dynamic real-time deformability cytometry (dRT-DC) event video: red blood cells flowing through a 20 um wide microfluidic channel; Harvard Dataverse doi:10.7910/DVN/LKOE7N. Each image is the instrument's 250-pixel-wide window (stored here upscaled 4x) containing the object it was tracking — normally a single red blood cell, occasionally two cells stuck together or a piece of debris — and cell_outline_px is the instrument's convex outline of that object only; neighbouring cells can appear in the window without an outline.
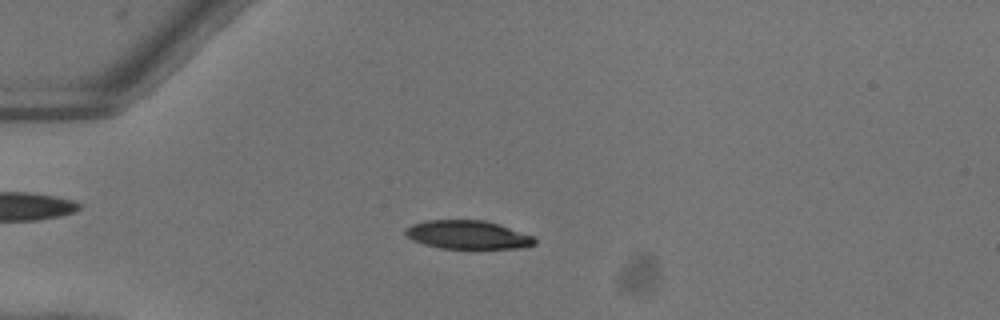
{"species": "common noctule bat (a hibernating species)", "species_latin": "Nyctalus noctula", "temperature_condition": "warm", "stored_images_in_passage": 51, "camera_frame_rate_fps": 3000, "um_per_image_px": 0.085, "animal": {"sex": "female"}, "frame": {"image": 1, "passage_image": 14, "time_ms": 4.333, "image_size_px": [1000, 320], "cell_outline_px": [[536, 244], [524, 248], [440, 248], [424, 244], [412, 240], [404, 232], [412, 224], [424, 220], [484, 220], [532, 236], [536, 240]], "centroid_in_image_um": [39.74, 19.96], "position_along_channel_um": 45.3, "area_um2": 21.15}}
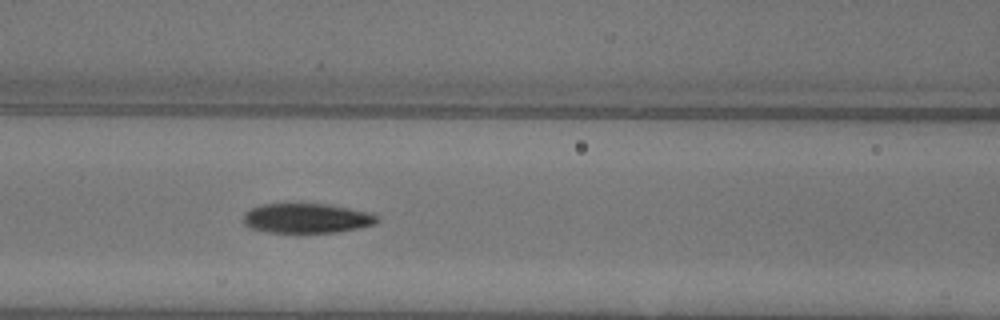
{"frame": {"image": 2, "passage_image": 23, "time_ms": 7.333, "image_size_px": [1000, 320], "cell_outline_px": [[380, 220], [376, 224], [360, 228], [336, 232], [264, 232], [248, 228], [240, 220], [244, 212], [260, 204], [332, 204], [372, 212], [380, 216]], "centroid_in_image_um": [26.09, 18.55], "position_along_channel_um": 140.5, "area_um2": 23.76}}
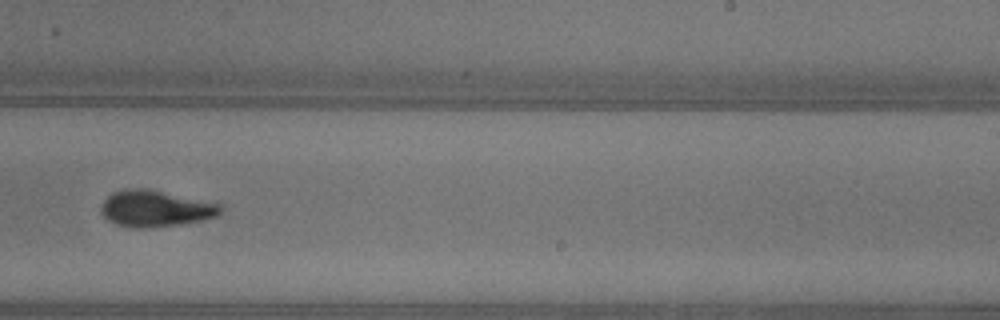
{"frame": {"image": 3, "passage_image": 33, "time_ms": 10.667, "image_size_px": [1000, 320], "cell_outline_px": [[220, 212], [216, 216], [200, 220], [152, 228], [132, 228], [116, 224], [108, 220], [100, 212], [100, 208], [104, 200], [112, 192], [124, 188], [144, 188], [220, 204]], "centroid_in_image_um": [13.12, 17.73], "position_along_channel_um": 275.9, "area_um2": 24.97}, "authors_computed_cell_mechanics": {"area_um2": 23.5824, "velocity_mm_per_s": 4.0734, "shape_relaxation_time_tau1_ms": 3.642, "shape_relaxation_time_tau2_ms": 2.7782, "deformation_change_tau1": 0.169, "deformation_change_tau2": 0.0785}}